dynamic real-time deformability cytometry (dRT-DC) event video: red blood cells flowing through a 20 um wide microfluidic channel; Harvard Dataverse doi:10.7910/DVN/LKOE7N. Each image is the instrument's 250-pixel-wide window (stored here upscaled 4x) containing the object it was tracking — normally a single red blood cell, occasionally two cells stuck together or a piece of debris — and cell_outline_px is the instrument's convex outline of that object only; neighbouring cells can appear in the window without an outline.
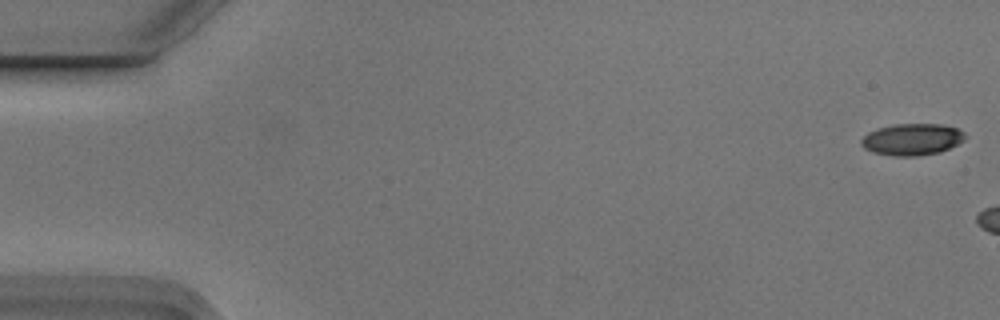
{"species": "Egyptian fruit bat (a non-hibernating species)", "species_latin": "Rousettus aegyptiacus", "temperature_condition": "cold", "stored_images_in_passage": 6, "camera_frame_rate_fps": 3000, "um_per_image_px": 0.085, "animal": {"sex": "male"}, "frame": {"image": 1, "passage_image": 1, "time_ms": 0.0, "image_size_px": [1000, 320], "cell_outline_px": [[964, 140], [940, 152], [920, 156], [892, 156], [872, 152], [864, 148], [860, 144], [860, 140], [868, 132], [876, 128], [896, 124], [940, 124], [956, 128], [964, 132]], "centroid_in_image_um": [77.48, 11.85], "position_along_channel_um": 7.5, "area_um2": 19.19}}
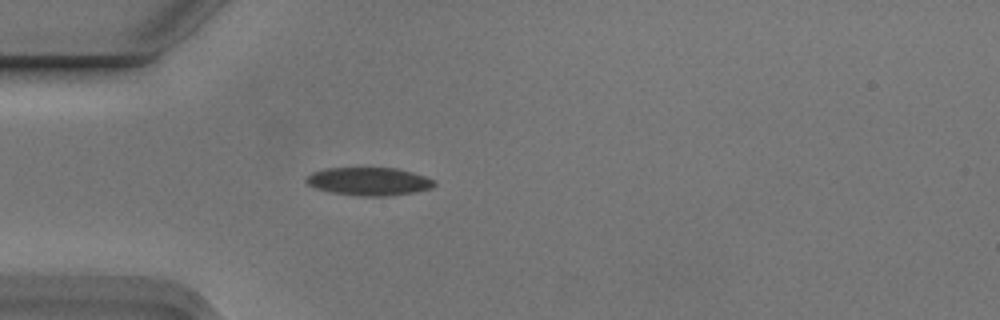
{"frame": {"image": 2, "passage_image": 6, "time_ms": 1.667, "image_size_px": [1000, 320], "cell_outline_px": [[436, 184], [432, 188], [416, 192], [392, 196], [360, 196], [328, 192], [316, 188], [308, 184], [304, 180], [304, 176], [312, 172], [324, 168], [396, 168], [412, 172], [436, 180]], "centroid_in_image_um": [31.35, 15.42], "position_along_channel_um": 53.7, "area_um2": 21.27}}